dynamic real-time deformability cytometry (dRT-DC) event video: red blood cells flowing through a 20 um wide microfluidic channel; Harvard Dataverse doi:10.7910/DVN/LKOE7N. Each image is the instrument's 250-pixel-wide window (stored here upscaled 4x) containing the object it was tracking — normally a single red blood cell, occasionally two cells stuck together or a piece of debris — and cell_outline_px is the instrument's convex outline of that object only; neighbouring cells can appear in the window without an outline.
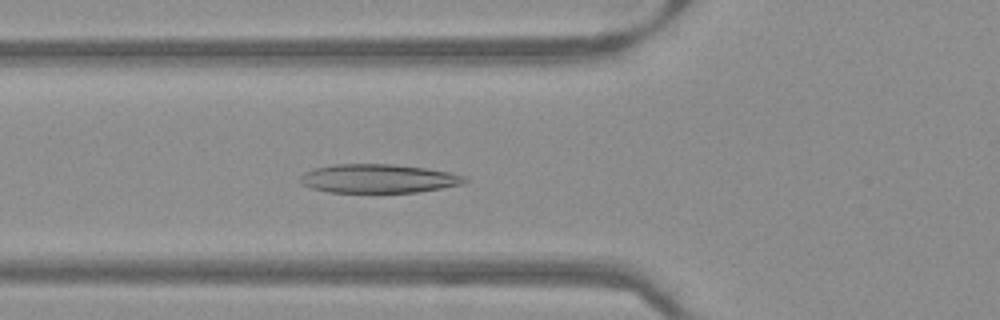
{"species": "Egyptian fruit bat (a non-hibernating species)", "species_latin": "Rousettus aegyptiacus", "temperature_condition": "warm", "stored_images_in_passage": 51, "camera_frame_rate_fps": 3000, "um_per_image_px": 0.085, "frame": {"image": 1, "passage_image": 19, "time_ms": 6.0, "image_size_px": [1000, 320], "cell_outline_px": [[468, 180], [464, 184], [416, 192], [328, 192], [312, 188], [300, 184], [300, 176], [304, 172], [316, 168], [332, 164], [392, 164], [428, 168], [448, 172], [464, 176]], "centroid_in_image_um": [32.14, 15.17], "position_along_channel_um": 93.7, "area_um2": 27.57}}
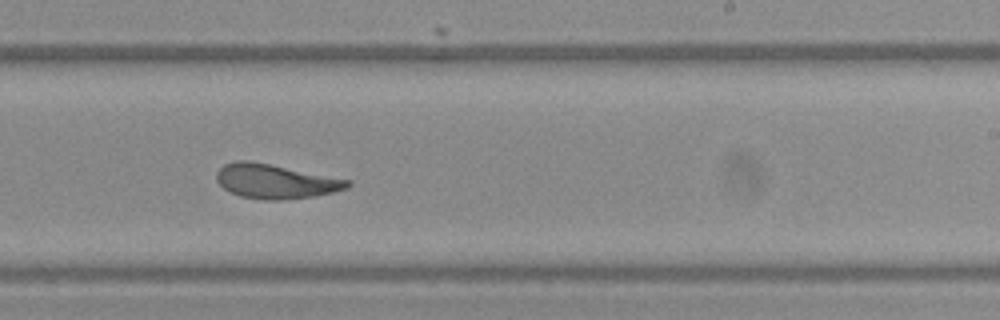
{"frame": {"image": 2, "passage_image": 32, "time_ms": 10.333, "image_size_px": [1000, 320], "cell_outline_px": [[352, 184], [348, 188], [332, 192], [312, 196], [284, 200], [264, 200], [240, 196], [224, 188], [216, 180], [216, 172], [224, 164], [236, 160], [248, 160], [352, 180]], "centroid_in_image_um": [23.41, 15.41], "position_along_channel_um": 265.6, "area_um2": 26.13}}
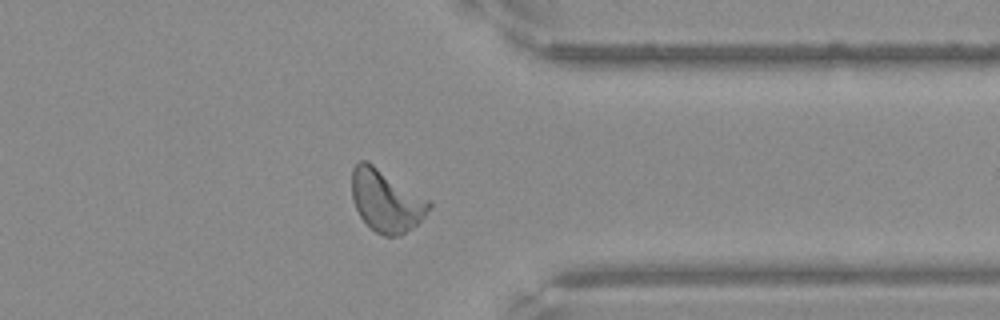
{"frame": {"image": 3, "passage_image": 41, "time_ms": 13.333, "image_size_px": [1000, 320], "cell_outline_px": [[432, 204], [424, 216], [416, 224], [400, 236], [384, 236], [376, 232], [360, 216], [352, 200], [352, 168], [360, 160], [368, 160], [432, 200]], "centroid_in_image_um": [32.83, 17.02], "position_along_channel_um": 378.6, "area_um2": 28.21}}